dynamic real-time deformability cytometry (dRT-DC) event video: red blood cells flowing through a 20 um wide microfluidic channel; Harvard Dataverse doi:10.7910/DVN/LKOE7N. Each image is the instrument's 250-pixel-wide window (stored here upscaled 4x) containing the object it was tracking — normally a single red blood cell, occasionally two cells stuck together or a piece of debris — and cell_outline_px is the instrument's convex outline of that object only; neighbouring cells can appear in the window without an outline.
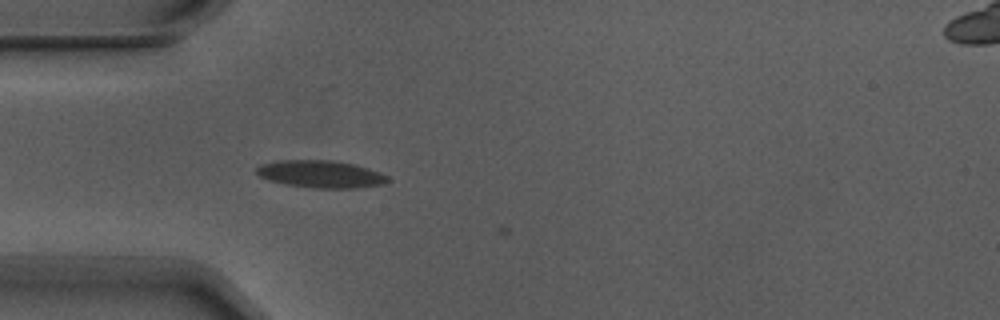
{"species": "Egyptian fruit bat (a non-hibernating species)", "species_latin": "Rousettus aegyptiacus", "temperature_condition": "warm", "stored_images_in_passage": 3, "camera_frame_rate_fps": 3000, "um_per_image_px": 0.085, "animal": {"sex": "male"}, "frame": {"image": 1, "passage_image": 2, "time_ms": 0.333, "image_size_px": [1000, 320], "cell_outline_px": [[392, 180], [384, 184], [356, 188], [312, 188], [288, 184], [268, 180], [260, 176], [256, 172], [256, 168], [260, 164], [280, 160], [332, 160], [352, 164], [368, 168], [380, 172], [388, 176]], "centroid_in_image_um": [27.29, 14.8], "position_along_channel_um": 57.7, "area_um2": 20.92}}